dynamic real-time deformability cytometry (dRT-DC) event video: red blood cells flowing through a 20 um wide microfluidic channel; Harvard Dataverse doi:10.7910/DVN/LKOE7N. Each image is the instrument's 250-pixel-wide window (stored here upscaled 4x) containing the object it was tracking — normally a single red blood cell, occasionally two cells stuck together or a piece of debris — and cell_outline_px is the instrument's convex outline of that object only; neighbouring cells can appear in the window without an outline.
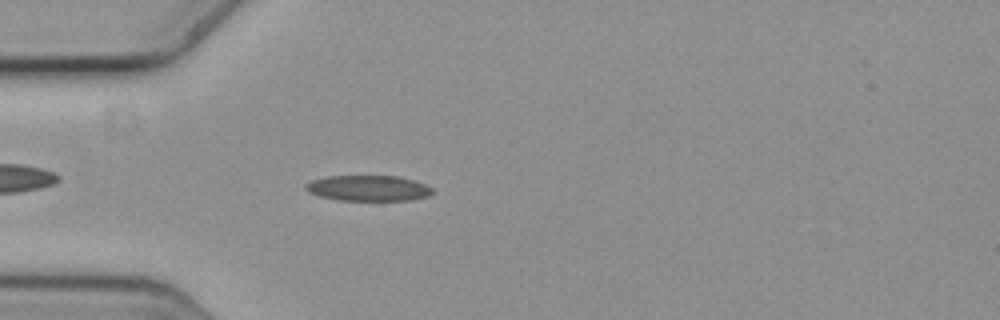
{"species": "common noctule bat (a hibernating species)", "species_latin": "Nyctalus noctula", "temperature_condition": "cold", "stored_images_in_passage": 46, "camera_frame_rate_fps": 3000, "um_per_image_px": 0.085, "animal": {"sex": "female", "body_mass_g": 19.3, "forearm_length_mm": 54.1}, "frame": {"image": 1, "passage_image": 5, "time_ms": 1.333, "image_size_px": [1000, 320], "cell_outline_px": [[432, 192], [428, 196], [412, 200], [336, 200], [320, 196], [308, 192], [304, 188], [304, 184], [312, 180], [328, 176], [396, 176], [412, 180], [424, 184], [432, 188]], "centroid_in_image_um": [31.26, 16.0], "position_along_channel_um": 53.7, "area_um2": 18.84}}
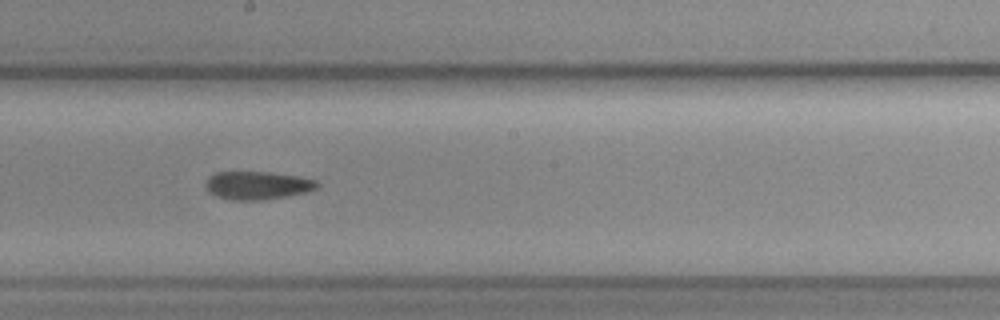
{"frame": {"image": 2, "passage_image": 20, "time_ms": 6.333, "image_size_px": [1000, 320], "cell_outline_px": [[320, 184], [316, 188], [308, 192], [288, 196], [264, 200], [232, 200], [216, 196], [208, 192], [204, 184], [208, 176], [216, 172], [272, 172], [296, 176], [316, 180]], "centroid_in_image_um": [21.86, 15.76], "position_along_channel_um": 226.3, "area_um2": 18.5}}
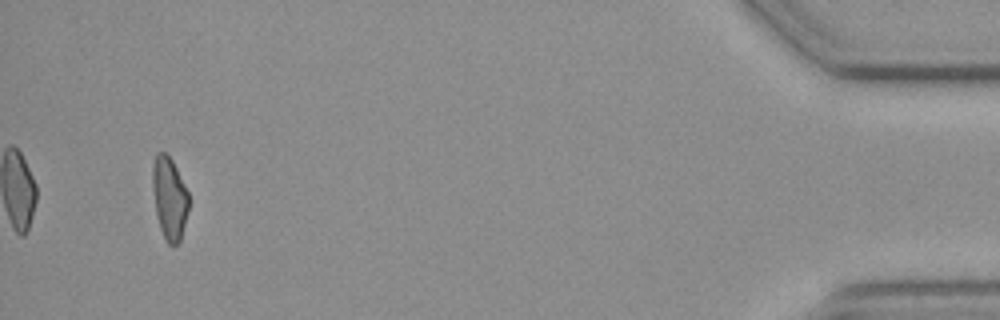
{"frame": {"image": 3, "passage_image": 43, "time_ms": 14.0, "image_size_px": [1000, 320], "cell_outline_px": [[188, 208], [180, 240], [176, 244], [168, 244], [164, 240], [156, 216], [152, 188], [152, 168], [156, 152], [164, 152], [172, 160], [188, 192]], "centroid_in_image_um": [14.37, 16.84], "position_along_channel_um": 420.8, "area_um2": 17.28}}